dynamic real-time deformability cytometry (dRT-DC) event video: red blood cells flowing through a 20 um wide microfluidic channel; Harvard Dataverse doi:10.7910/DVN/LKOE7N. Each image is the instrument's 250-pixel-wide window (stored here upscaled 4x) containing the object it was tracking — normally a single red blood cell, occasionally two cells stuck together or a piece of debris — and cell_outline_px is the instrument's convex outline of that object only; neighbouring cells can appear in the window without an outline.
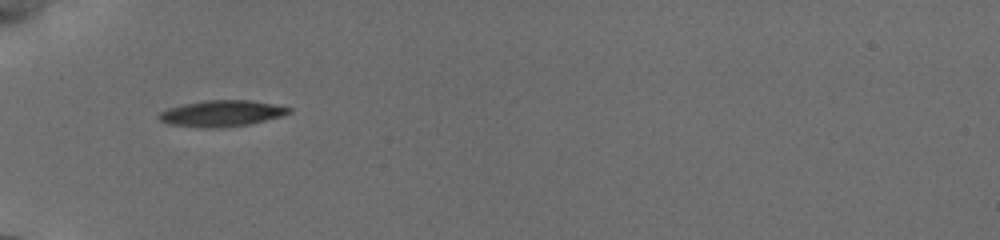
{"species": "common noctule bat (a hibernating species)", "species_latin": "Nyctalus noctula", "temperature_condition": "cold", "stored_images_in_passage": 2, "camera_frame_rate_fps": 3000, "um_per_image_px": 0.085, "animal": {"sex": "female", "body_mass_g": 19.5, "forearm_length_mm": 54.1}, "frame": {"image": 1, "passage_image": 1, "time_ms": 0.0, "image_size_px": [1000, 240], "cell_outline_px": [[292, 112], [284, 116], [248, 124], [220, 128], [204, 128], [168, 124], [160, 120], [156, 116], [160, 112], [168, 108], [184, 104], [204, 100], [252, 100], [292, 108]], "centroid_in_image_um": [18.84, 9.64], "position_along_channel_um": 66.2, "area_um2": 19.94}}